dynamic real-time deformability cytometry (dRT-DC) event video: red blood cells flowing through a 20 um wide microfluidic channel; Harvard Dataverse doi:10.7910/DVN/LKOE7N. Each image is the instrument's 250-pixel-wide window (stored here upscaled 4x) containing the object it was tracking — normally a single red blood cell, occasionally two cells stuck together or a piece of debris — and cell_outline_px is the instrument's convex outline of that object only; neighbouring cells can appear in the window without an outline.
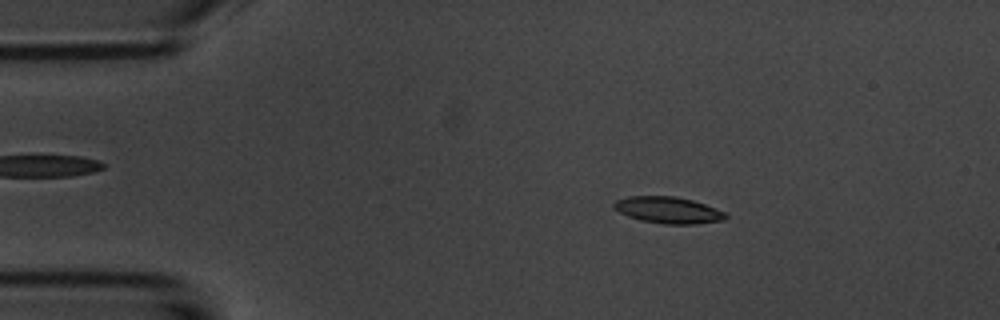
{"species": "common noctule bat (a hibernating species)", "species_latin": "Nyctalus noctula", "temperature_condition": "room temperature", "stored_images_in_passage": 49, "camera_frame_rate_fps": 3000, "um_per_image_px": 0.085, "animal": {"sex": "male", "body_mass_g": 20.1, "forearm_length_mm": 53.5}, "frame": {"image": 1, "passage_image": 4, "time_ms": 1.0, "image_size_px": [1000, 320], "cell_outline_px": [[728, 216], [724, 220], [696, 224], [664, 224], [640, 220], [628, 216], [612, 208], [612, 204], [616, 200], [628, 196], [676, 196], [692, 200], [716, 208], [724, 212]], "centroid_in_image_um": [56.78, 17.85], "position_along_channel_um": 28.2, "area_um2": 17.34}}
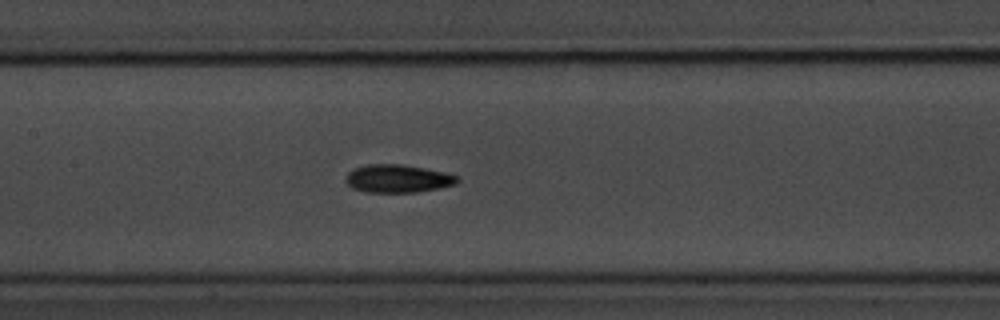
{"frame": {"image": 2, "passage_image": 20, "time_ms": 6.333, "image_size_px": [1000, 320], "cell_outline_px": [[460, 180], [456, 184], [440, 188], [416, 192], [364, 192], [352, 188], [344, 180], [344, 176], [352, 168], [368, 164], [404, 164], [444, 172], [460, 176]], "centroid_in_image_um": [33.79, 15.17], "position_along_channel_um": 173.6, "area_um2": 18.5}}
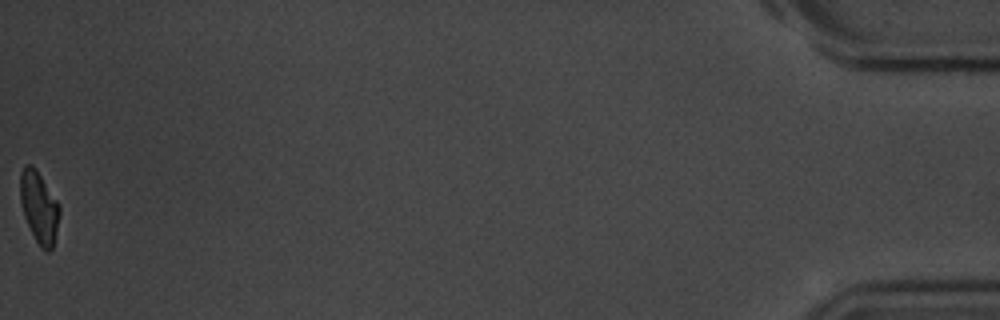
{"frame": {"image": 3, "passage_image": 49, "time_ms": 16.0, "image_size_px": [1000, 320], "cell_outline_px": [[60, 212], [56, 232], [52, 248], [48, 252], [44, 252], [40, 248], [24, 216], [20, 200], [20, 172], [24, 164], [32, 164], [36, 168], [60, 204]], "centroid_in_image_um": [3.32, 17.58], "position_along_channel_um": 431.9, "area_um2": 16.53}, "authors_computed_cell_mechanics": {"area_um2": 17.5712, "velocity_mm_per_s": 3.714, "shape_relaxation_time_tau1_ms": 2.7818, "shape_relaxation_time_tau2_ms": 7.0403, "deformation_change_tau1": 0.1173, "deformation_change_tau2": 0.1426}}